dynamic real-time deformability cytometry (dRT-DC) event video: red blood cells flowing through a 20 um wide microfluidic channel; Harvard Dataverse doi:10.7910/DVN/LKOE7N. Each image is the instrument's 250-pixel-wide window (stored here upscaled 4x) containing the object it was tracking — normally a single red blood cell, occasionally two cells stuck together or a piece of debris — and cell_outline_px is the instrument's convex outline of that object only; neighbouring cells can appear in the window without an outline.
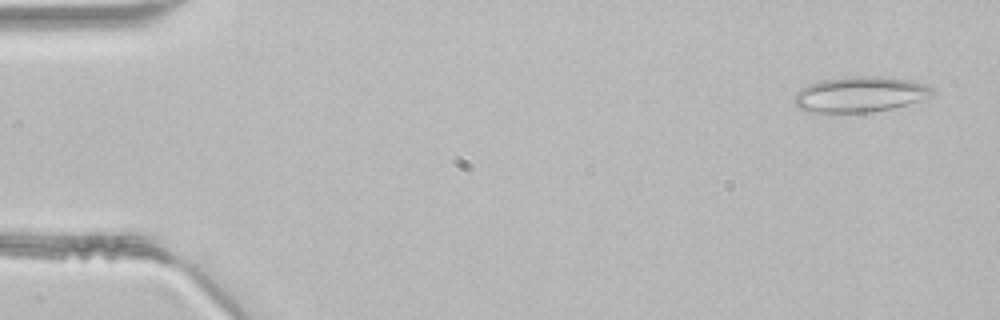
{"species": "common noctule bat (a hibernating species)", "species_latin": "Nyctalus noctula", "temperature_condition": "room temperature", "stored_images_in_passage": 46, "camera_frame_rate_fps": 3000, "um_per_image_px": 0.085, "animal": {"sex": "male", "body_mass_g": 21.5, "forearm_length_mm": 52.0}, "frame": {"image": 1, "passage_image": 2, "time_ms": 0.333, "image_size_px": [1000, 320], "cell_outline_px": [[936, 92], [932, 96], [908, 104], [892, 108], [872, 112], [808, 112], [800, 108], [792, 100], [792, 96], [800, 88], [808, 84], [820, 80], [848, 76], [880, 76], [908, 80], [924, 84], [932, 88]], "centroid_in_image_um": [73.07, 8.01], "position_along_channel_um": 11.9, "area_um2": 28.78}}
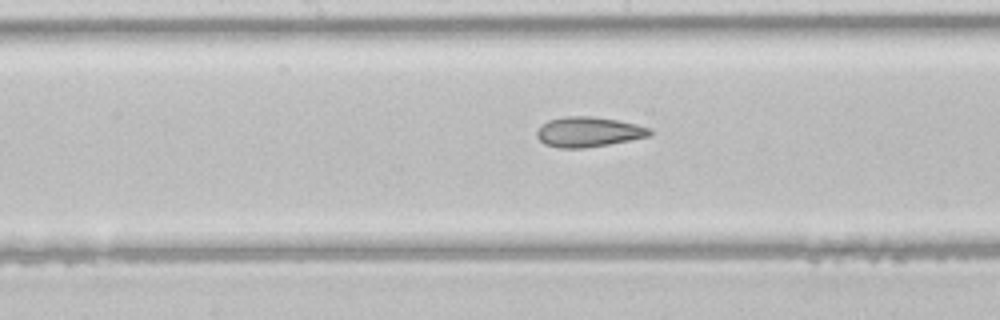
{"frame": {"image": 2, "passage_image": 23, "time_ms": 7.333, "image_size_px": [1000, 320], "cell_outline_px": [[652, 136], [608, 144], [584, 148], [560, 148], [544, 144], [536, 136], [536, 132], [548, 120], [564, 116], [592, 116], [616, 120], [636, 124], [648, 128], [652, 132]], "centroid_in_image_um": [50.01, 11.21], "position_along_channel_um": 198.2, "area_um2": 19.65}}
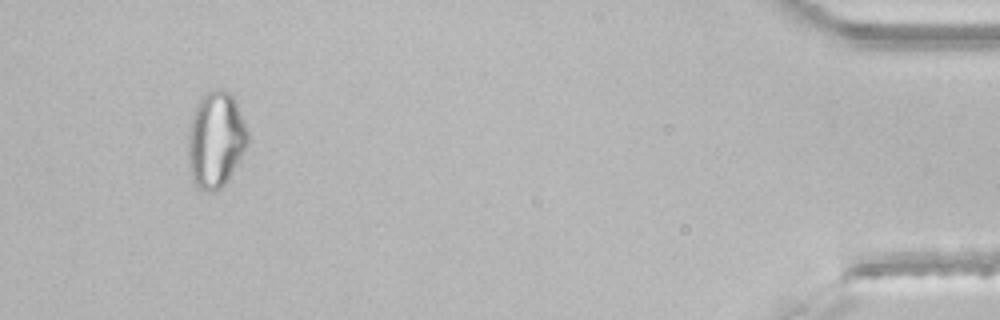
{"frame": {"image": 3, "passage_image": 43, "time_ms": 14.0, "image_size_px": [1000, 320], "cell_outline_px": [[248, 140], [228, 180], [216, 192], [208, 192], [196, 188], [192, 180], [188, 168], [188, 132], [192, 116], [196, 104], [208, 92], [216, 88], [224, 88], [232, 96], [236, 104], [248, 132]], "centroid_in_image_um": [18.29, 11.91], "position_along_channel_um": 416.9, "area_um2": 33.18}}